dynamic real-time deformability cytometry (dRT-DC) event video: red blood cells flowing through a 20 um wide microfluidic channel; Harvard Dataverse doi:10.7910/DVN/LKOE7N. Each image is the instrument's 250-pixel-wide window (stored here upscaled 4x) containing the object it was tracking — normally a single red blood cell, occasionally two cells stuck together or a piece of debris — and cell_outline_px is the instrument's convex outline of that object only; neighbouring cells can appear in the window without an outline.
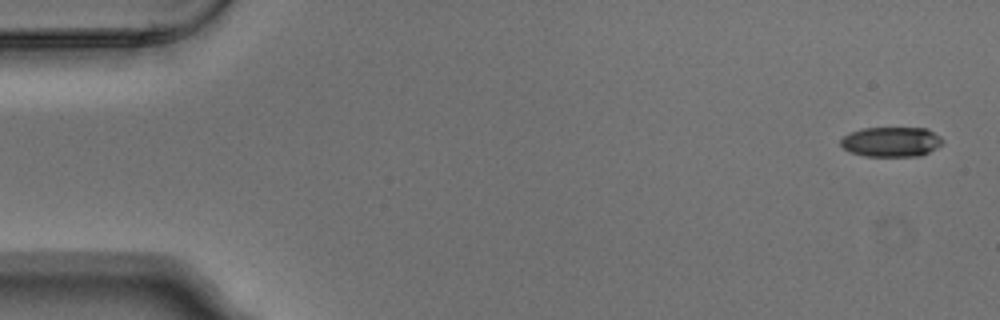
{"species": "Egyptian fruit bat (a non-hibernating species)", "species_latin": "Rousettus aegyptiacus", "temperature_condition": "warm", "stored_images_in_passage": 4, "camera_frame_rate_fps": 3000, "um_per_image_px": 0.085, "animal": {"sex": "male"}, "frame": {"image": 1, "passage_image": 1, "time_ms": 0.0, "image_size_px": [1000, 320], "cell_outline_px": [[944, 140], [936, 148], [920, 156], [864, 156], [852, 152], [844, 148], [840, 144], [840, 140], [848, 132], [864, 128], [928, 128], [940, 136]], "centroid_in_image_um": [75.75, 12.04], "position_along_channel_um": 9.2, "area_um2": 17.74}}
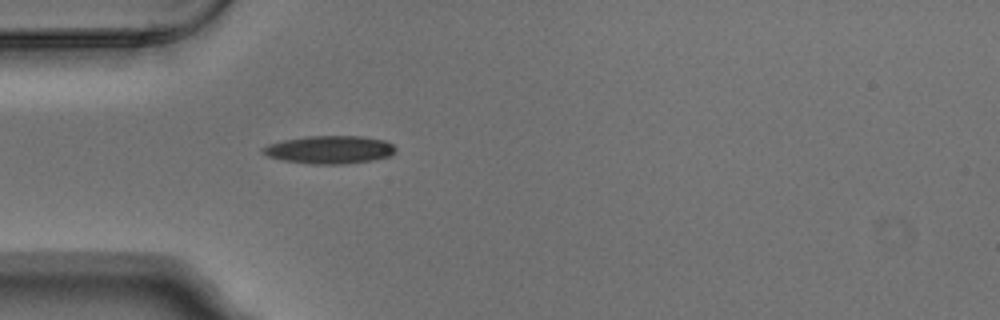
{"frame": {"image": 2, "passage_image": 4, "time_ms": 1.0, "image_size_px": [1000, 320], "cell_outline_px": [[396, 152], [392, 156], [372, 160], [344, 164], [308, 164], [284, 160], [268, 156], [260, 152], [260, 148], [268, 144], [284, 140], [304, 136], [360, 136], [384, 140], [392, 144], [396, 148]], "centroid_in_image_um": [28.01, 12.72], "position_along_channel_um": 57.0, "area_um2": 21.79}}